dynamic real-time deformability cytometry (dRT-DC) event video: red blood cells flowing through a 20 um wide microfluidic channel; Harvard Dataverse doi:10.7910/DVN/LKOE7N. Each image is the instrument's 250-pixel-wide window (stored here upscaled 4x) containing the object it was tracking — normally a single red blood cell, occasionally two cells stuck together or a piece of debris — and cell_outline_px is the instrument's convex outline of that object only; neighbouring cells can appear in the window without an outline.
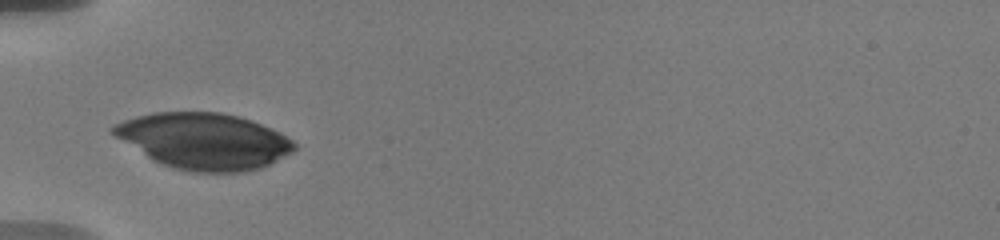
{"species": "human", "species_latin": "Homo sapiens", "temperature_condition": "warm", "stored_images_in_passage": 8, "camera_frame_rate_fps": 3000, "um_per_image_px": 0.085, "donor": {"sex": "male"}, "frame": {"image": 1, "passage_image": 1, "time_ms": 0.0, "image_size_px": [1000, 240], "cell_outline_px": [[296, 148], [292, 152], [260, 168], [244, 172], [192, 172], [172, 168], [160, 164], [152, 160], [108, 132], [108, 128], [112, 124], [136, 116], [152, 112], [220, 112], [252, 120], [272, 128], [280, 132], [292, 140], [296, 144]], "centroid_in_image_um": [17.29, 11.98], "position_along_channel_um": 67.7, "area_um2": 59.53}}
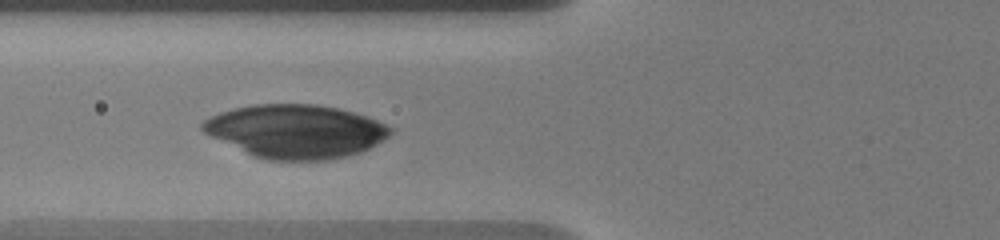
{"frame": {"image": 2, "passage_image": 7, "time_ms": 1.0, "image_size_px": [1000, 240], "cell_outline_px": [[392, 132], [388, 136], [376, 144], [360, 152], [348, 156], [332, 160], [264, 160], [252, 156], [204, 132], [200, 128], [200, 124], [204, 120], [220, 112], [232, 108], [252, 104], [316, 104], [336, 108], [352, 112], [376, 120], [392, 128]], "centroid_in_image_um": [25.11, 11.17], "position_along_channel_um": 100.7, "area_um2": 58.38}}